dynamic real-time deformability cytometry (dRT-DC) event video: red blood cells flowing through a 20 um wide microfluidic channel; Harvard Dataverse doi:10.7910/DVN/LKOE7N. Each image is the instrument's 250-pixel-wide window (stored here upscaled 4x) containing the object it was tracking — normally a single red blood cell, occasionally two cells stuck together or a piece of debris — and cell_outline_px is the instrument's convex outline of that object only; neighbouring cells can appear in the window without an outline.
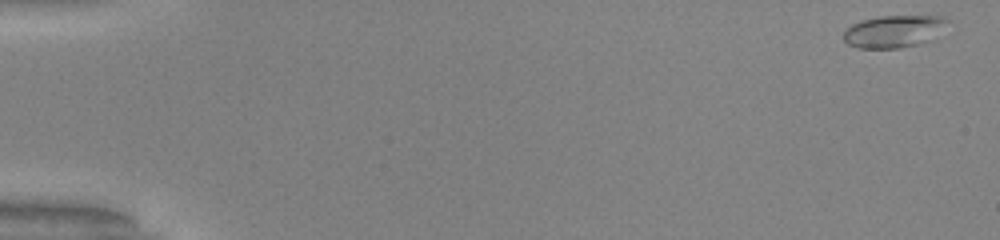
{"species": "common noctule bat (a hibernating species)", "species_latin": "Nyctalus noctula", "temperature_condition": "warm", "stored_images_in_passage": 52, "camera_frame_rate_fps": 3000, "um_per_image_px": 0.085, "animal": {"sex": "male", "body_mass_g": 20.0, "forearm_length_mm": 53.3}, "frame": {"image": 1, "passage_image": 1, "time_ms": 0.0, "image_size_px": [1000, 240], "cell_outline_px": [[948, 20], [932, 40], [900, 48], [856, 48], [848, 44], [844, 40], [844, 32], [852, 24], [864, 20], [880, 16], [940, 16]], "centroid_in_image_um": [75.94, 2.67], "position_along_channel_um": 9.1, "area_um2": 19.19}}
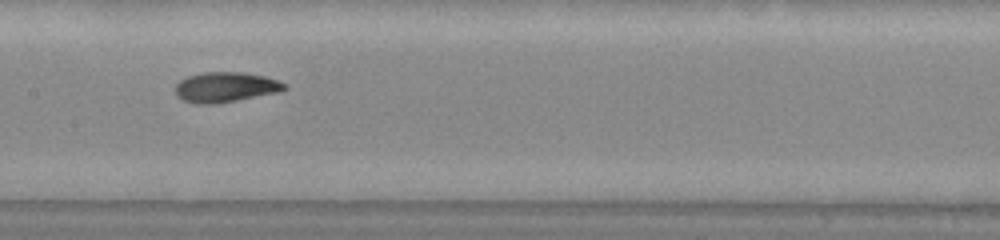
{"frame": {"image": 2, "passage_image": 27, "time_ms": 8.667, "image_size_px": [1000, 240], "cell_outline_px": [[288, 88], [276, 92], [216, 104], [196, 104], [184, 100], [176, 96], [176, 84], [180, 80], [188, 76], [204, 72], [240, 72], [264, 76], [288, 84]], "centroid_in_image_um": [19.14, 7.4], "position_along_channel_um": 188.3, "area_um2": 18.96}}
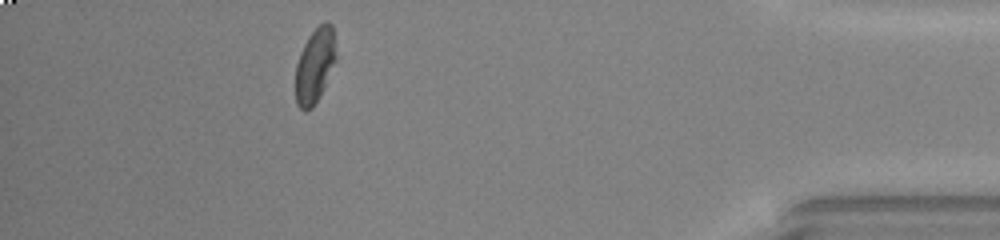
{"frame": {"image": 3, "passage_image": 47, "time_ms": 15.333, "image_size_px": [1000, 240], "cell_outline_px": [[336, 60], [312, 108], [304, 112], [296, 104], [296, 64], [300, 52], [308, 36], [324, 20], [328, 20], [332, 24], [336, 56]], "centroid_in_image_um": [26.75, 5.52], "position_along_channel_um": 408.5, "area_um2": 17.34}, "authors_computed_cell_mechanics": {"area_um2": 18.6116, "velocity_mm_per_s": 3.9986, "shape_relaxation_time_tau1_ms": 5.0745, "shape_relaxation_time_tau2_ms": 2.0405, "deformation_change_tau1": 0.1775, "deformation_change_tau2": 0.0732}}